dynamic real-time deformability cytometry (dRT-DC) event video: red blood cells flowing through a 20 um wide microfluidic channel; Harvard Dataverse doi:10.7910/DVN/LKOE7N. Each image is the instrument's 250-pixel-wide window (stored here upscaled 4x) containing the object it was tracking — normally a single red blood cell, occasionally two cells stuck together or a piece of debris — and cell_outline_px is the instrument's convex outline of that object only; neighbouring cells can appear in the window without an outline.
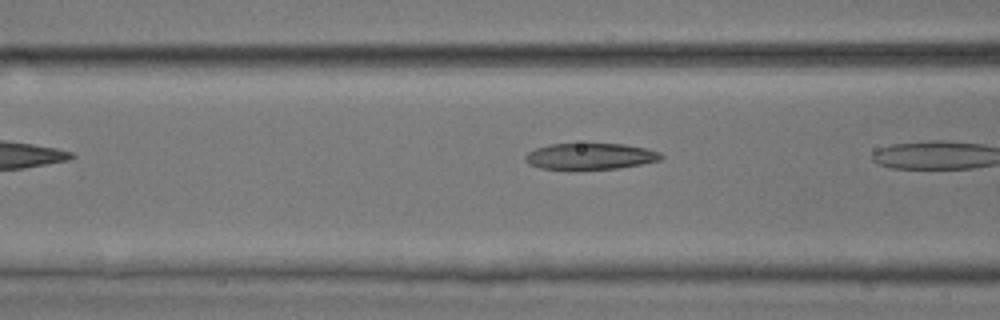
{"species": "common noctule bat (a hibernating species)", "species_latin": "Nyctalus noctula", "temperature_condition": "room temperature", "stored_images_in_passage": 6, "camera_frame_rate_fps": 3000, "um_per_image_px": 0.085, "animal": {"sex": "male", "body_mass_g": 17.9, "forearm_length_mm": 54.2}, "frame": {"image": 1, "passage_image": 5, "time_ms": 1.333, "image_size_px": [1000, 320], "cell_outline_px": [[664, 156], [660, 160], [640, 164], [616, 168], [576, 172], [572, 172], [540, 168], [528, 164], [524, 160], [524, 156], [528, 152], [536, 148], [548, 144], [588, 140], [624, 144], [648, 148], [660, 152]], "centroid_in_image_um": [50.1, 13.26], "position_along_channel_um": 116.5, "area_um2": 22.72}}